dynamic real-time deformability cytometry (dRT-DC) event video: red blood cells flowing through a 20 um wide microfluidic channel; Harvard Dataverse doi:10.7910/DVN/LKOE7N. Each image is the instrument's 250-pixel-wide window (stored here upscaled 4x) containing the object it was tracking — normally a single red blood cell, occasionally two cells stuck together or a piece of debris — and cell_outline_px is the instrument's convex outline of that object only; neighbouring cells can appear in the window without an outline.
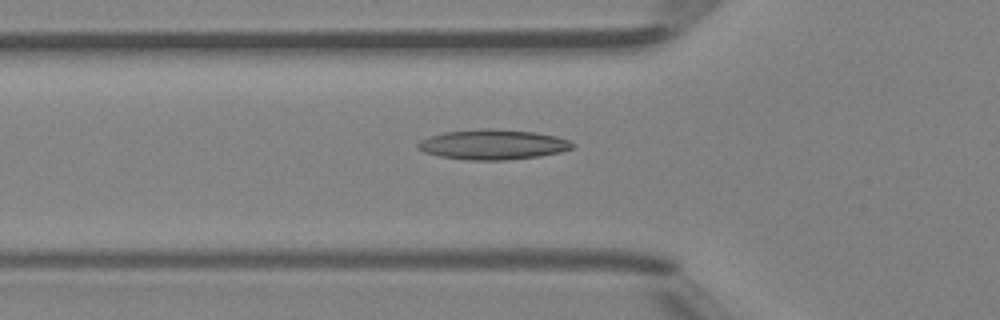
{"species": "Egyptian fruit bat (a non-hibernating species)", "species_latin": "Rousettus aegyptiacus", "temperature_condition": "room temperature", "stored_images_in_passage": 48, "camera_frame_rate_fps": 3000, "um_per_image_px": 0.085, "animal": {"sex": "female"}, "frame": {"image": 1, "passage_image": 17, "time_ms": 5.333, "image_size_px": [1000, 320], "cell_outline_px": [[576, 144], [572, 148], [560, 152], [540, 156], [504, 160], [468, 160], [440, 156], [424, 152], [416, 148], [416, 144], [420, 140], [444, 132], [480, 128], [488, 128], [532, 132], [556, 136], [568, 140]], "centroid_in_image_um": [41.88, 12.28], "position_along_channel_um": 83.9, "area_um2": 26.99}}
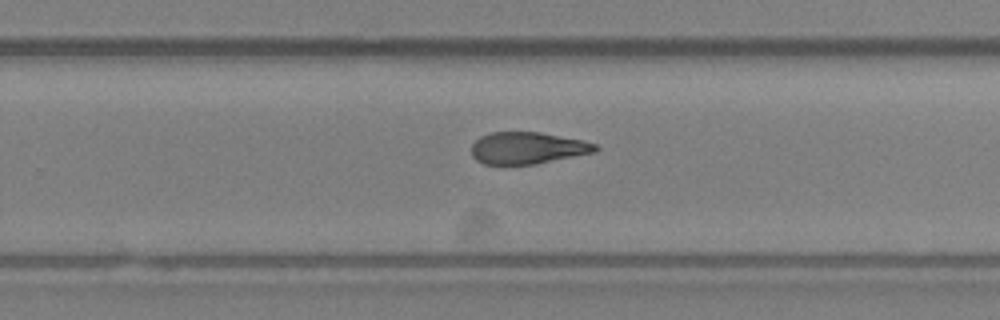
{"frame": {"image": 2, "passage_image": 31, "time_ms": 10.0, "image_size_px": [1000, 320], "cell_outline_px": [[600, 148], [596, 152], [536, 164], [484, 164], [476, 160], [472, 156], [472, 144], [480, 136], [492, 132], [540, 132], [584, 140], [596, 144]], "centroid_in_image_um": [44.86, 12.58], "position_along_channel_um": 284.9, "area_um2": 23.12}}
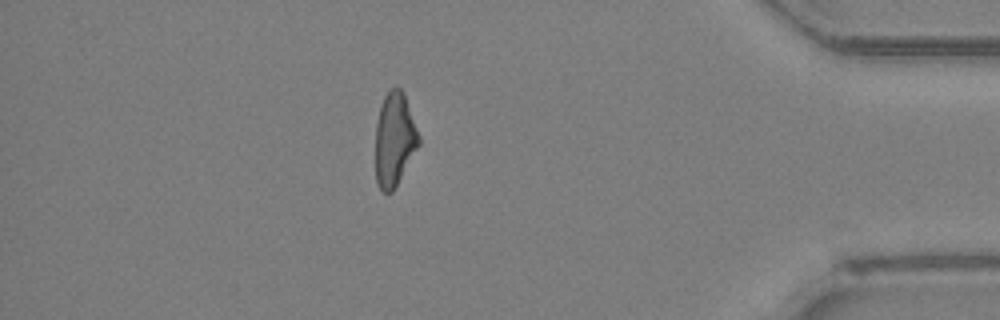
{"frame": {"image": 3, "passage_image": 42, "time_ms": 13.667, "image_size_px": [1000, 320], "cell_outline_px": [[420, 144], [392, 192], [384, 192], [376, 184], [376, 124], [380, 104], [384, 96], [396, 84], [404, 92], [420, 136]], "centroid_in_image_um": [33.53, 11.81], "position_along_channel_um": 401.7, "area_um2": 23.7}, "authors_computed_cell_mechanics": {"area_um2": 24.2182, "velocity_mm_per_s": 4.3208, "shape_relaxation_time_tau1_ms": null, "shape_relaxation_time_tau2_ms": 3.7615, "deformation_change_tau1": null, "deformation_change_tau2": 0.1358}}